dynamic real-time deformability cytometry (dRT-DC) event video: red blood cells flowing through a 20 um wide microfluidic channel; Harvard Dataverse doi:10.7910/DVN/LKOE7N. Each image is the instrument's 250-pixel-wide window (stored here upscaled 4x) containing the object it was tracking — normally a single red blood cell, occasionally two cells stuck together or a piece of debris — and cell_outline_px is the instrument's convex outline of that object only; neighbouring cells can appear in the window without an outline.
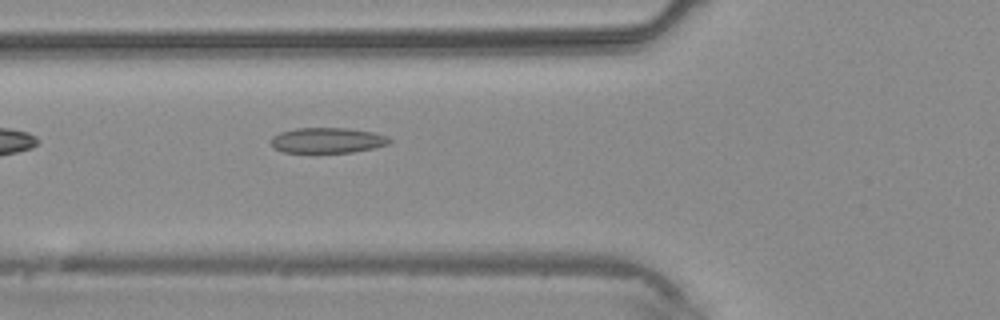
{"species": "common noctule bat (a hibernating species)", "species_latin": "Nyctalus noctula", "temperature_condition": "warm", "stored_images_in_passage": 4, "camera_frame_rate_fps": 3000, "um_per_image_px": 0.085, "animal": {"sex": "male", "body_mass_g": 20.4}, "frame": {"image": 1, "passage_image": 4, "time_ms": 4.333, "image_size_px": [1000, 320], "cell_outline_px": [[392, 140], [388, 144], [372, 148], [352, 152], [284, 152], [272, 148], [272, 136], [280, 132], [296, 128], [348, 128], [372, 132], [388, 136]], "centroid_in_image_um": [27.82, 11.92], "position_along_channel_um": 98.0, "area_um2": 17.46}}